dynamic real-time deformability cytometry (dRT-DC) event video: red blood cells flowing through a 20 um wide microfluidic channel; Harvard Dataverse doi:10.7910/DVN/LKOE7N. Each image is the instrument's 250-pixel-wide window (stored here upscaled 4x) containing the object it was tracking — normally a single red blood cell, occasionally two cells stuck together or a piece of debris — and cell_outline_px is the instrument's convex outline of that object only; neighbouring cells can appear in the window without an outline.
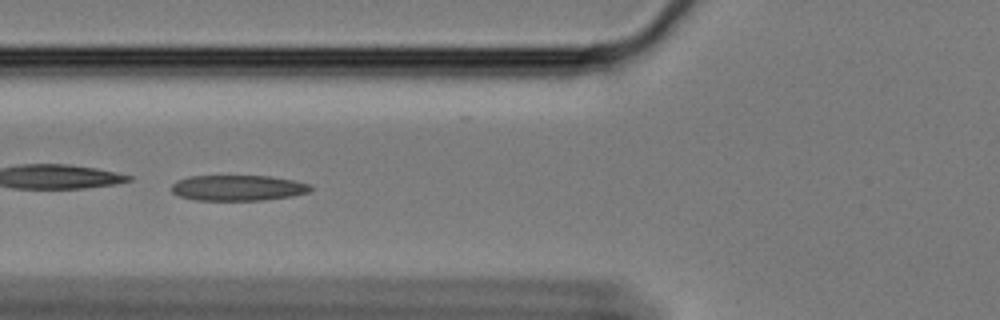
{"species": "Egyptian fruit bat (a non-hibernating species)", "species_latin": "Rousettus aegyptiacus", "temperature_condition": "cold", "stored_images_in_passage": 43, "camera_frame_rate_fps": 3000, "um_per_image_px": 0.085, "animal": {"sex": "female"}, "frame": {"image": 1, "passage_image": 7, "time_ms": 2.0, "image_size_px": [1000, 320], "cell_outline_px": [[312, 188], [308, 192], [292, 196], [264, 200], [196, 200], [180, 196], [172, 192], [172, 184], [176, 180], [188, 176], [272, 176], [296, 180], [312, 184]], "centroid_in_image_um": [20.25, 15.96], "position_along_channel_um": 105.5, "area_um2": 20.92}, "authors_computed_cell_mechanics": {"area_um2": 21.2704, "velocity_mm_per_s": 3.323, "shape_relaxation_time_tau1_ms": null, "shape_relaxation_time_tau2_ms": 4.9383, "deformation_change_tau1": null, "deformation_change_tau2": 0.1367}}